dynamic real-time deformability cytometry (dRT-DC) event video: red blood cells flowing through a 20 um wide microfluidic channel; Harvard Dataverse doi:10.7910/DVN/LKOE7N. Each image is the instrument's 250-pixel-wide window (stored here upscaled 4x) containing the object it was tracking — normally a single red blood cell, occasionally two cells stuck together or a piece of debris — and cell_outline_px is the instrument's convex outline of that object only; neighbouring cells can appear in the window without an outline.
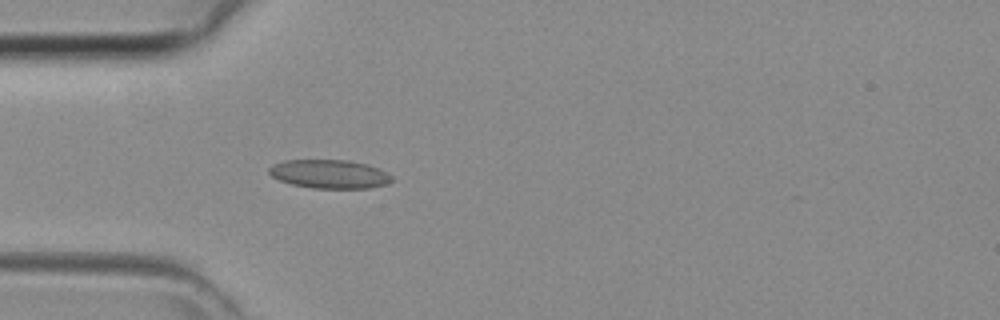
{"species": "common noctule bat (a hibernating species)", "species_latin": "Nyctalus noctula", "temperature_condition": "room temperature", "stored_images_in_passage": 43, "camera_frame_rate_fps": 3000, "um_per_image_px": 0.085, "animal": {"sex": "female", "body_mass_g": 29.2, "forearm_length_mm": 56.3}, "frame": {"image": 1, "passage_image": 12, "time_ms": 3.667, "image_size_px": [1000, 320], "cell_outline_px": [[392, 180], [388, 184], [368, 188], [312, 188], [292, 184], [280, 180], [272, 176], [268, 172], [268, 168], [272, 164], [284, 160], [348, 160], [380, 168], [388, 172], [392, 176]], "centroid_in_image_um": [28.01, 14.79], "position_along_channel_um": 57.0, "area_um2": 20.58}}
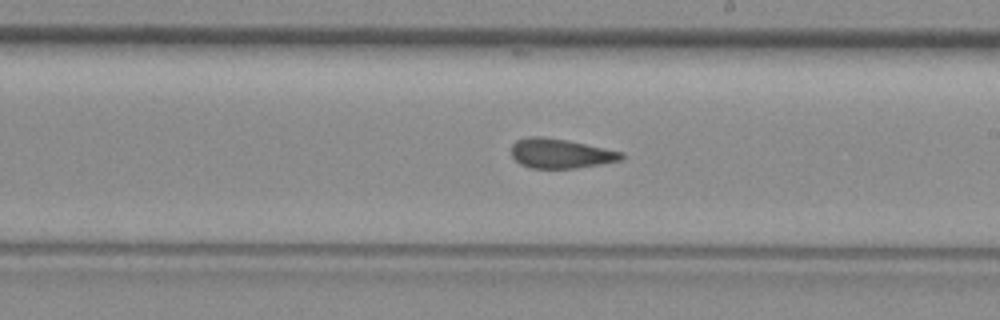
{"frame": {"image": 2, "passage_image": 24, "time_ms": 7.667, "image_size_px": [1000, 320], "cell_outline_px": [[624, 156], [620, 160], [600, 164], [576, 168], [528, 168], [520, 164], [512, 156], [512, 144], [516, 140], [528, 136], [540, 136], [564, 140], [624, 152]], "centroid_in_image_um": [47.61, 13.05], "position_along_channel_um": 241.4, "area_um2": 18.79}}
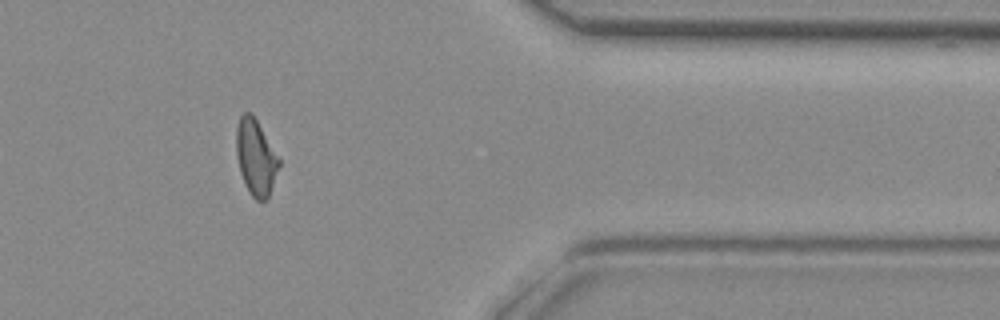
{"frame": {"image": 3, "passage_image": 35, "time_ms": 11.333, "image_size_px": [1000, 320], "cell_outline_px": [[280, 164], [268, 200], [256, 200], [252, 196], [240, 172], [236, 156], [236, 128], [240, 116], [244, 112], [252, 112], [280, 160]], "centroid_in_image_um": [21.74, 13.36], "position_along_channel_um": 389.7, "area_um2": 18.73}}